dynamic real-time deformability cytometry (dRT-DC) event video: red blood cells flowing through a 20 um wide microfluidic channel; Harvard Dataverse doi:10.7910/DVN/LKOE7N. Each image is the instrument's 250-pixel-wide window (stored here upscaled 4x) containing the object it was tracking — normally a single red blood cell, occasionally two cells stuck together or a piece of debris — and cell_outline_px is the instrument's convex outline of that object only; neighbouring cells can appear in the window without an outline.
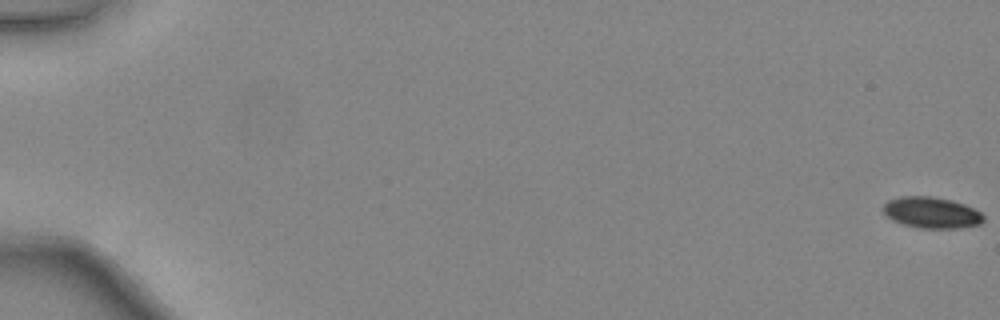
{"species": "common noctule bat (a hibernating species)", "species_latin": "Nyctalus noctula", "temperature_condition": "warm", "stored_images_in_passage": 49, "camera_frame_rate_fps": 3000, "um_per_image_px": 0.085, "animal": {"sex": "female", "body_mass_g": 24.6, "forearm_length_mm": 56.2}, "frame": {"image": 1, "passage_image": 1, "time_ms": 0.0, "image_size_px": [1000, 320], "cell_outline_px": [[984, 220], [980, 224], [960, 228], [920, 228], [904, 224], [892, 220], [884, 212], [884, 204], [888, 200], [900, 196], [928, 196], [952, 200], [964, 204], [980, 212], [984, 216]], "centroid_in_image_um": [79.19, 18.07], "position_along_channel_um": 5.8, "area_um2": 18.09}}
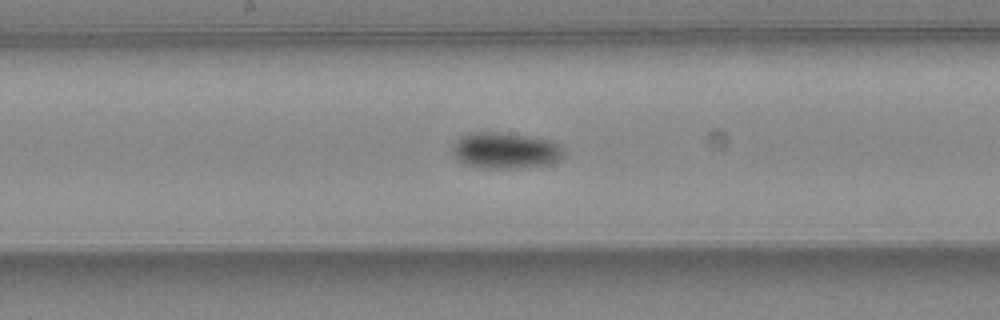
{"frame": {"image": 2, "passage_image": 28, "time_ms": 9.0, "image_size_px": [1000, 320], "cell_outline_px": [[564, 152], [560, 160], [548, 164], [524, 168], [476, 168], [464, 164], [452, 152], [452, 144], [460, 136], [468, 132], [500, 132], [548, 140], [564, 148]], "centroid_in_image_um": [42.91, 12.8], "position_along_channel_um": 205.3, "area_um2": 23.52}}
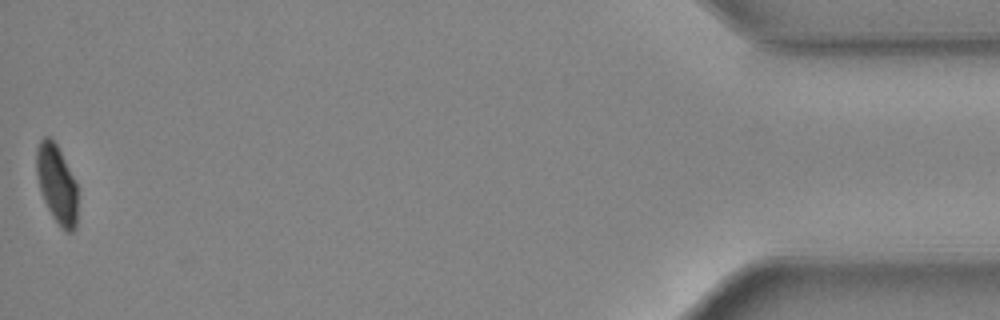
{"frame": {"image": 3, "passage_image": 49, "time_ms": 16.0, "image_size_px": [1000, 320], "cell_outline_px": [[76, 228], [72, 232], [68, 232], [60, 228], [52, 216], [44, 200], [40, 188], [36, 172], [36, 148], [40, 140], [44, 136], [48, 136], [56, 144], [76, 184]], "centroid_in_image_um": [4.8, 15.66], "position_along_channel_um": 430.4, "area_um2": 18.44}, "authors_computed_cell_mechanics": {"area_um2": 20.2878, "velocity_mm_per_s": 4.4629, "shape_relaxation_time_tau1_ms": 2.2538, "shape_relaxation_time_tau2_ms": null, "deformation_change_tau1": 0.0908, "deformation_change_tau2": null}}